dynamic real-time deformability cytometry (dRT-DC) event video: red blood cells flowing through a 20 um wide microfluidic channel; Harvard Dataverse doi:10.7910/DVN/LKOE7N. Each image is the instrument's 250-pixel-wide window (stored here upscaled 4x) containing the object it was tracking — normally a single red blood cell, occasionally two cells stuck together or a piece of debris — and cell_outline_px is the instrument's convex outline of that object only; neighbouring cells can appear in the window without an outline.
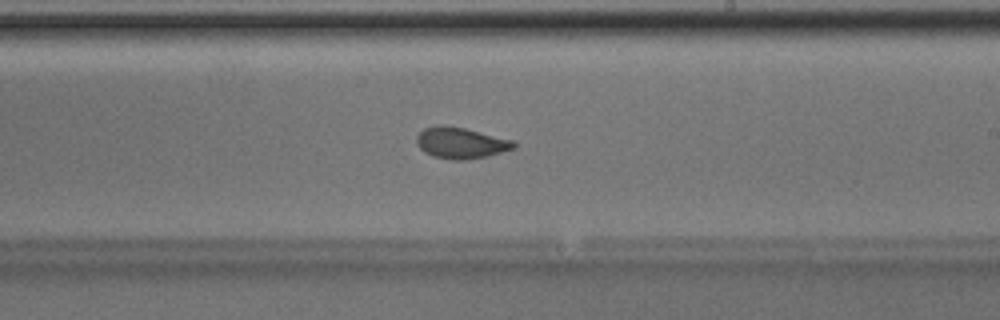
{"species": "Egyptian fruit bat (a non-hibernating species)", "species_latin": "Rousettus aegyptiacus", "temperature_condition": "room temperature", "stored_images_in_passage": 52, "camera_frame_rate_fps": 3000, "um_per_image_px": 0.085, "animal": {"sex": "male"}, "frame": {"image": 1, "passage_image": 30, "time_ms": 9.667, "image_size_px": [1000, 320], "cell_outline_px": [[516, 148], [484, 156], [464, 160], [452, 160], [432, 156], [424, 152], [416, 144], [416, 136], [424, 128], [436, 124], [444, 124], [464, 128], [512, 140], [516, 144]], "centroid_in_image_um": [39.1, 12.13], "position_along_channel_um": 249.9, "area_um2": 17.63}}
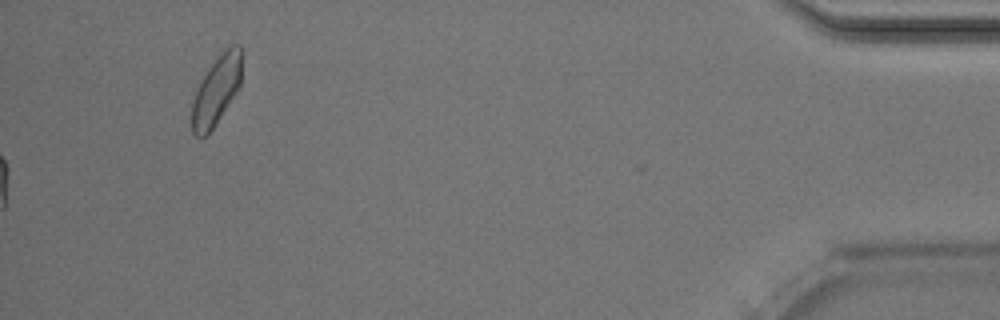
{"frame": {"image": 2, "passage_image": 52, "time_ms": 17.0, "image_size_px": [1000, 320], "cell_outline_px": [[240, 88], [212, 128], [204, 136], [196, 136], [192, 132], [192, 100], [208, 68], [220, 52], [232, 44], [240, 44]], "centroid_in_image_um": [18.39, 7.66], "position_along_channel_um": 416.8, "area_um2": 19.59}, "authors_computed_cell_mechanics": {"area_um2": 18.0336, "velocity_mm_per_s": 4.0009, "shape_relaxation_time_tau1_ms": 3.9068, "shape_relaxation_time_tau2_ms": 1.02, "deformation_change_tau1": 0.1116, "deformation_change_tau2": 0.064}}